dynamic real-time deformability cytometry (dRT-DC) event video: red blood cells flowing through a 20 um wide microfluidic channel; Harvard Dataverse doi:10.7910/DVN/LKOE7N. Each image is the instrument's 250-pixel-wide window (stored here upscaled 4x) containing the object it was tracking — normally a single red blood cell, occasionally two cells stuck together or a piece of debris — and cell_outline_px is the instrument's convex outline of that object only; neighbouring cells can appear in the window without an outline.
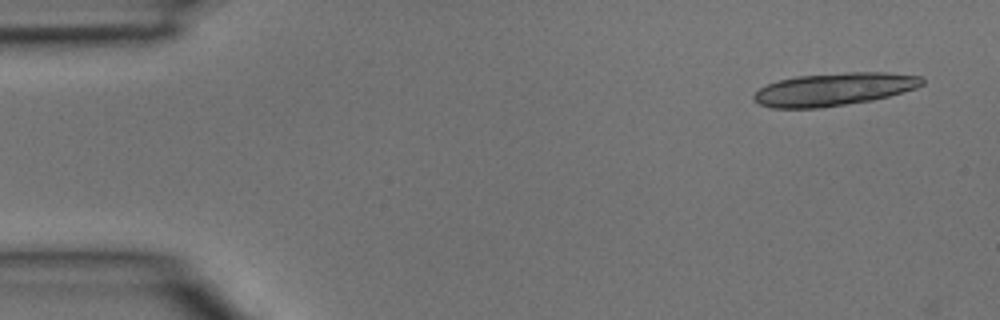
{"species": "common noctule bat (a hibernating species)", "species_latin": "Nyctalus noctula", "temperature_condition": "room temperature", "stored_images_in_passage": 2, "camera_frame_rate_fps": 3000, "um_per_image_px": 0.085, "animal": {"sex": "male", "body_mass_g": 15.6}, "frame": {"image": 1, "passage_image": 1, "time_ms": 0.0, "image_size_px": [1000, 320], "cell_outline_px": [[924, 84], [916, 88], [888, 96], [872, 100], [820, 108], [772, 108], [760, 104], [752, 100], [752, 96], [760, 88], [768, 84], [780, 80], [796, 76], [848, 72], [888, 72], [920, 76], [924, 80]], "centroid_in_image_um": [70.88, 7.59], "position_along_channel_um": 14.1, "area_um2": 32.14}}